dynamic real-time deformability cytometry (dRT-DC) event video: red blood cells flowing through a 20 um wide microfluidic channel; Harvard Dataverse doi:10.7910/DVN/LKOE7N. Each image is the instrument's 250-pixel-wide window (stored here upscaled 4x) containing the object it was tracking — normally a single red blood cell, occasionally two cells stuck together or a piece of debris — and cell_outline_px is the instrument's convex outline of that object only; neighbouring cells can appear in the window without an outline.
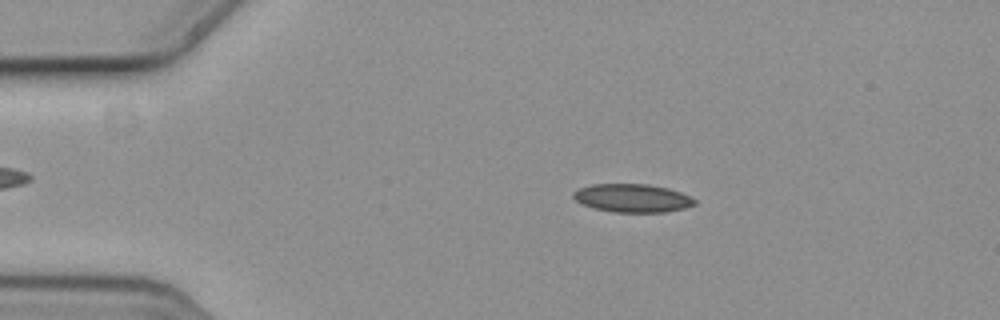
{"species": "common noctule bat (a hibernating species)", "species_latin": "Nyctalus noctula", "temperature_condition": "cold", "stored_images_in_passage": 6, "camera_frame_rate_fps": 3000, "um_per_image_px": 0.085, "animal": {"sex": "female", "body_mass_g": 19.3, "forearm_length_mm": 54.1}, "frame": {"image": 1, "passage_image": 3, "time_ms": 0.667, "image_size_px": [1000, 320], "cell_outline_px": [[696, 204], [684, 208], [664, 212], [616, 212], [596, 208], [584, 204], [576, 200], [572, 196], [572, 192], [580, 188], [592, 184], [648, 184], [668, 188], [692, 196], [696, 200]], "centroid_in_image_um": [53.79, 16.83], "position_along_channel_um": 31.2, "area_um2": 19.88}}
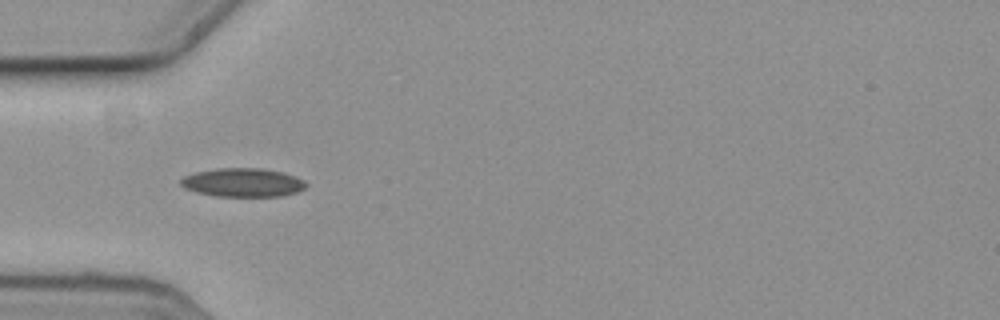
{"frame": {"image": 2, "passage_image": 5, "time_ms": 1.333, "image_size_px": [1000, 320], "cell_outline_px": [[308, 184], [304, 188], [296, 192], [280, 196], [216, 196], [196, 192], [184, 188], [180, 184], [180, 180], [184, 176], [196, 172], [216, 168], [260, 168], [284, 172], [304, 180]], "centroid_in_image_um": [20.63, 15.51], "position_along_channel_um": 64.4, "area_um2": 20.92}}
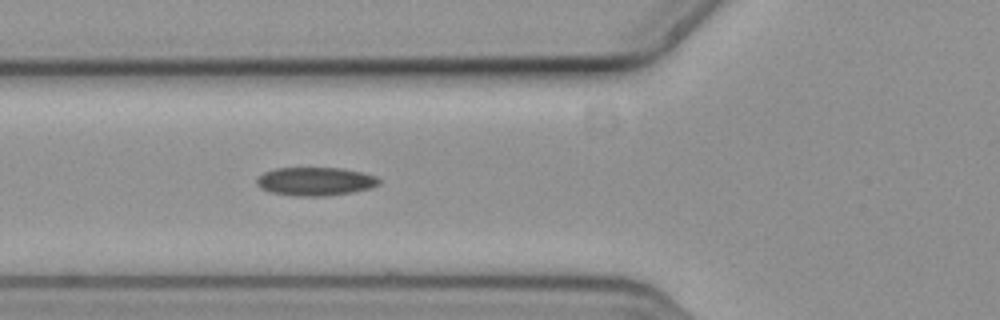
{"frame": {"image": 3, "passage_image": 6, "time_ms": 1.667, "image_size_px": [1000, 320], "cell_outline_px": [[380, 184], [372, 188], [352, 192], [328, 196], [292, 196], [268, 192], [260, 188], [256, 184], [256, 180], [264, 172], [276, 168], [340, 168], [360, 172], [376, 176], [380, 180]], "centroid_in_image_um": [26.79, 15.43], "position_along_channel_um": 99.0, "area_um2": 20.4}}